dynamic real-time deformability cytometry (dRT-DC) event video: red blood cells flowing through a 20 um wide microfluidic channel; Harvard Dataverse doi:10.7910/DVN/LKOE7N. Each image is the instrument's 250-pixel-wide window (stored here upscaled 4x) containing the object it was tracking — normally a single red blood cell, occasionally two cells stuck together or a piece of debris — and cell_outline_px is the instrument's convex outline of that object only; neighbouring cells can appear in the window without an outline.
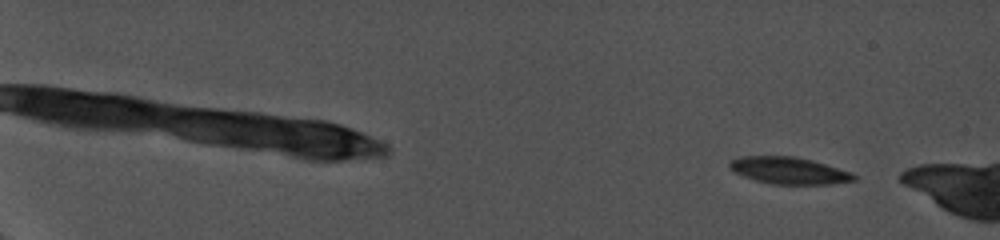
{"species": "common noctule bat (a hibernating species)", "species_latin": "Nyctalus noctula", "temperature_condition": "cold", "stored_images_in_passage": 46, "camera_frame_rate_fps": 5000, "um_per_image_px": 0.085, "animal": {"sex": "female", "body_mass_g": 19.0, "forearm_length_mm": 56.7}, "frame": {"image": 1, "passage_image": 5, "time_ms": 1.8, "image_size_px": [1000, 240], "cell_outline_px": [[860, 176], [856, 180], [832, 184], [772, 184], [756, 180], [744, 176], [736, 172], [728, 164], [728, 160], [744, 156], [792, 156], [812, 160], [852, 172]], "centroid_in_image_um": [67.12, 14.5], "position_along_channel_um": 17.9, "area_um2": 19.48}}
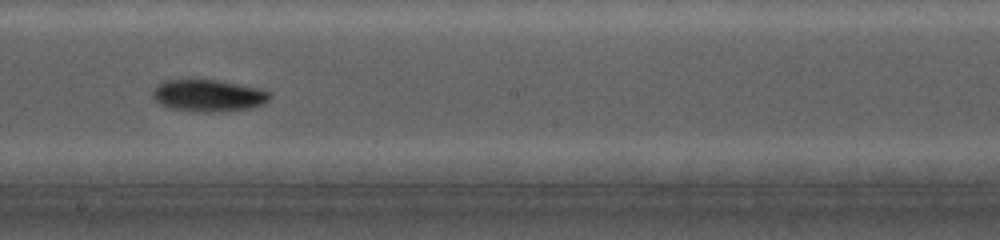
{"frame": {"image": 2, "passage_image": 30, "time_ms": 12.8, "image_size_px": [1000, 240], "cell_outline_px": [[272, 96], [268, 100], [252, 108], [212, 112], [196, 112], [172, 108], [160, 104], [152, 96], [152, 92], [156, 84], [164, 80], [216, 80], [260, 88], [272, 92]], "centroid_in_image_um": [17.71, 8.12], "position_along_channel_um": 230.5, "area_um2": 21.79}}
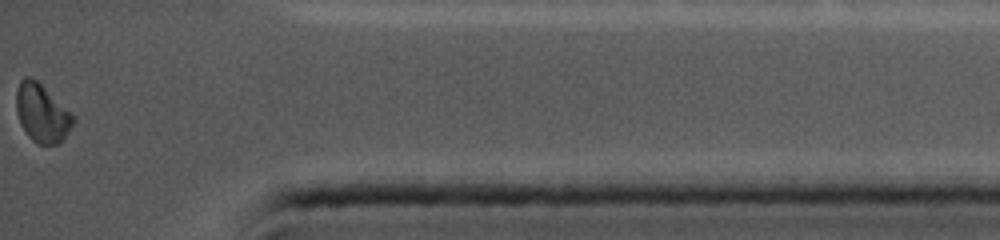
{"frame": {"image": 3, "passage_image": 46, "time_ms": 18.4, "image_size_px": [1000, 240], "cell_outline_px": [[76, 120], [60, 144], [36, 144], [28, 136], [20, 124], [16, 112], [16, 92], [20, 80], [24, 76], [32, 76]], "centroid_in_image_um": [3.51, 9.64], "position_along_channel_um": 431.7, "area_um2": 18.96}, "authors_computed_cell_mechanics": {"area_um2": 20.5768, "velocity_mm_per_s": 3.7864, "shape_relaxation_time_tau1_ms": 2.0096, "shape_relaxation_time_tau2_ms": null, "deformation_change_tau1": 0.0892, "deformation_change_tau2": null}}